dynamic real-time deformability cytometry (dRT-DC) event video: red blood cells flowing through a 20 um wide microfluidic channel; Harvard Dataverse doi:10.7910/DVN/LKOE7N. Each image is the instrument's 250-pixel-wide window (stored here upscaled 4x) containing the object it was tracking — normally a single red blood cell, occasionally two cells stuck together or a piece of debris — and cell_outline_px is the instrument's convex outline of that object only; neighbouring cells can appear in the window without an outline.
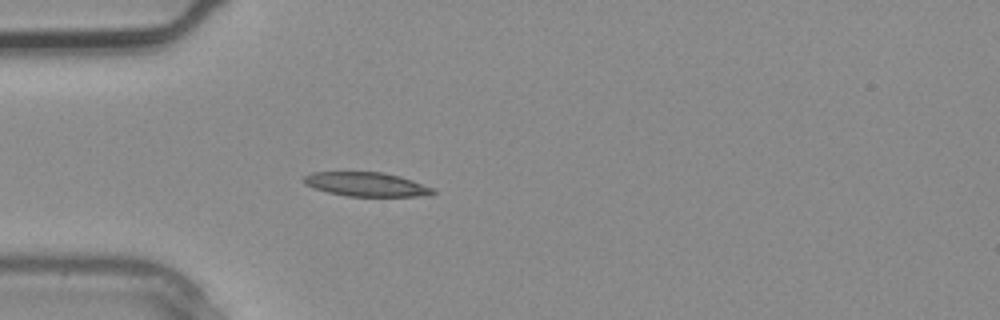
{"species": "common noctule bat (a hibernating species)", "species_latin": "Nyctalus noctula", "temperature_condition": "warm", "stored_images_in_passage": 3, "camera_frame_rate_fps": 3000, "um_per_image_px": 0.085, "animal": {"sex": "male", "body_mass_g": 20.4}, "frame": {"image": 1, "passage_image": 3, "time_ms": 0.667, "image_size_px": [1000, 320], "cell_outline_px": [[436, 192], [432, 196], [348, 196], [328, 192], [304, 184], [304, 176], [312, 172], [384, 172], [400, 176], [436, 188]], "centroid_in_image_um": [31.22, 15.67], "position_along_channel_um": 53.8, "area_um2": 18.21}}